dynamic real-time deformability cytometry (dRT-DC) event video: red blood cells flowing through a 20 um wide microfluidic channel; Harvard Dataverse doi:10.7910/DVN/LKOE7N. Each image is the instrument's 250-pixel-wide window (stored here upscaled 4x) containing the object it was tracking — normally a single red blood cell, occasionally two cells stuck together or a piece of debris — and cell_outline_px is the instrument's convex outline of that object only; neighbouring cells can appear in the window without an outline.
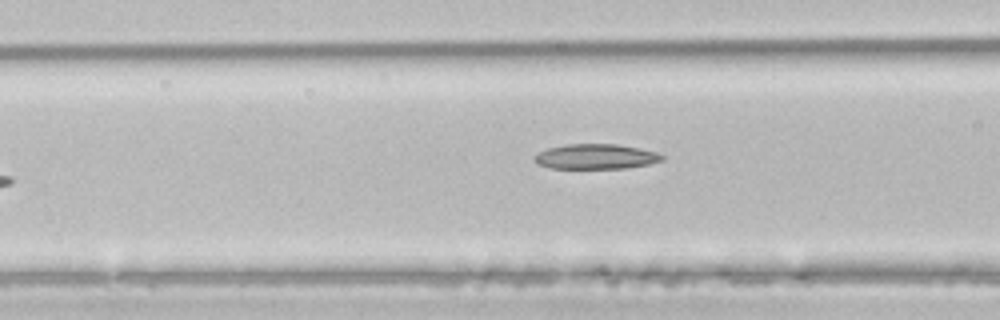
{"species": "common noctule bat (a hibernating species)", "species_latin": "Nyctalus noctula", "temperature_condition": "room temperature", "stored_images_in_passage": 6, "camera_frame_rate_fps": 3000, "um_per_image_px": 0.085, "animal": {"sex": "male", "body_mass_g": 21.5, "forearm_length_mm": 52.0}, "frame": {"image": 1, "passage_image": 6, "time_ms": 1.667, "image_size_px": [1000, 320], "cell_outline_px": [[664, 160], [648, 164], [624, 168], [552, 168], [536, 164], [532, 156], [548, 148], [568, 144], [616, 144], [656, 152], [664, 156]], "centroid_in_image_um": [50.61, 13.31], "position_along_channel_um": 116.0, "area_um2": 18.44}}